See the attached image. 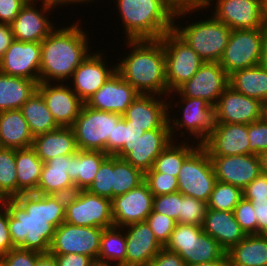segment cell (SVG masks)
I'll use <instances>...</instances> for the list:
<instances>
[{
	"label": "cell",
	"mask_w": 267,
	"mask_h": 266,
	"mask_svg": "<svg viewBox=\"0 0 267 266\" xmlns=\"http://www.w3.org/2000/svg\"><path fill=\"white\" fill-rule=\"evenodd\" d=\"M65 195L27 193L6 199L14 247L47 254L55 229L65 221Z\"/></svg>",
	"instance_id": "1"
},
{
	"label": "cell",
	"mask_w": 267,
	"mask_h": 266,
	"mask_svg": "<svg viewBox=\"0 0 267 266\" xmlns=\"http://www.w3.org/2000/svg\"><path fill=\"white\" fill-rule=\"evenodd\" d=\"M80 25L81 22L75 21L70 26L56 27L41 42L39 82L67 83L92 51L90 37Z\"/></svg>",
	"instance_id": "2"
},
{
	"label": "cell",
	"mask_w": 267,
	"mask_h": 266,
	"mask_svg": "<svg viewBox=\"0 0 267 266\" xmlns=\"http://www.w3.org/2000/svg\"><path fill=\"white\" fill-rule=\"evenodd\" d=\"M129 53L118 57L116 72L140 94L168 97L166 58L163 43L157 40H125Z\"/></svg>",
	"instance_id": "3"
},
{
	"label": "cell",
	"mask_w": 267,
	"mask_h": 266,
	"mask_svg": "<svg viewBox=\"0 0 267 266\" xmlns=\"http://www.w3.org/2000/svg\"><path fill=\"white\" fill-rule=\"evenodd\" d=\"M124 29V40H157L173 30V0H113Z\"/></svg>",
	"instance_id": "4"
},
{
	"label": "cell",
	"mask_w": 267,
	"mask_h": 266,
	"mask_svg": "<svg viewBox=\"0 0 267 266\" xmlns=\"http://www.w3.org/2000/svg\"><path fill=\"white\" fill-rule=\"evenodd\" d=\"M203 11L201 5H179L174 14L173 31L184 40L204 62H218L228 44L231 29L212 15L208 19L177 24L178 18L184 19L196 11ZM192 12V13H191ZM176 19V20H175ZM195 21V22H194ZM189 23V24H188Z\"/></svg>",
	"instance_id": "5"
},
{
	"label": "cell",
	"mask_w": 267,
	"mask_h": 266,
	"mask_svg": "<svg viewBox=\"0 0 267 266\" xmlns=\"http://www.w3.org/2000/svg\"><path fill=\"white\" fill-rule=\"evenodd\" d=\"M174 96L175 94L179 96L178 100L180 99V104L177 101V104L174 103L173 106L168 103V109H175L178 105L179 112L181 115L172 114L171 110H168V122L170 125V133L172 139L178 140L179 138L185 141V133L186 140L189 141V137H193L194 140L200 145H202L210 136L213 128L215 127V113L214 107L211 106L207 101L201 98H188L183 97L177 90L169 93V95ZM172 107H174L172 109ZM171 113V115H170ZM174 116V117H173ZM176 116V117H175ZM184 128V129H183ZM179 129H182L179 130ZM177 131V134H175ZM180 134H179V133ZM178 139H177V137ZM189 136V137H188ZM188 138V139H187Z\"/></svg>",
	"instance_id": "6"
},
{
	"label": "cell",
	"mask_w": 267,
	"mask_h": 266,
	"mask_svg": "<svg viewBox=\"0 0 267 266\" xmlns=\"http://www.w3.org/2000/svg\"><path fill=\"white\" fill-rule=\"evenodd\" d=\"M123 117L119 113L89 108L83 104L71 128L79 150L102 151L113 156L114 125Z\"/></svg>",
	"instance_id": "7"
},
{
	"label": "cell",
	"mask_w": 267,
	"mask_h": 266,
	"mask_svg": "<svg viewBox=\"0 0 267 266\" xmlns=\"http://www.w3.org/2000/svg\"><path fill=\"white\" fill-rule=\"evenodd\" d=\"M164 248L177 253L186 265L228 260L220 244L193 224L177 223Z\"/></svg>",
	"instance_id": "8"
},
{
	"label": "cell",
	"mask_w": 267,
	"mask_h": 266,
	"mask_svg": "<svg viewBox=\"0 0 267 266\" xmlns=\"http://www.w3.org/2000/svg\"><path fill=\"white\" fill-rule=\"evenodd\" d=\"M163 43L166 58V80L169 93L176 91L187 82L204 64L199 55L173 30L165 33Z\"/></svg>",
	"instance_id": "9"
},
{
	"label": "cell",
	"mask_w": 267,
	"mask_h": 266,
	"mask_svg": "<svg viewBox=\"0 0 267 266\" xmlns=\"http://www.w3.org/2000/svg\"><path fill=\"white\" fill-rule=\"evenodd\" d=\"M216 181L209 153L200 145L182 164L177 176L178 191L208 203Z\"/></svg>",
	"instance_id": "10"
},
{
	"label": "cell",
	"mask_w": 267,
	"mask_h": 266,
	"mask_svg": "<svg viewBox=\"0 0 267 266\" xmlns=\"http://www.w3.org/2000/svg\"><path fill=\"white\" fill-rule=\"evenodd\" d=\"M64 222L103 229L112 227L114 222L111 200L87 190L75 191L66 198Z\"/></svg>",
	"instance_id": "11"
},
{
	"label": "cell",
	"mask_w": 267,
	"mask_h": 266,
	"mask_svg": "<svg viewBox=\"0 0 267 266\" xmlns=\"http://www.w3.org/2000/svg\"><path fill=\"white\" fill-rule=\"evenodd\" d=\"M261 48L262 28L231 30L219 64L228 75L240 69L259 65Z\"/></svg>",
	"instance_id": "12"
},
{
	"label": "cell",
	"mask_w": 267,
	"mask_h": 266,
	"mask_svg": "<svg viewBox=\"0 0 267 266\" xmlns=\"http://www.w3.org/2000/svg\"><path fill=\"white\" fill-rule=\"evenodd\" d=\"M40 2L42 3L38 5ZM57 7L60 6L48 1L28 0L9 24L13 38L22 42L41 43L56 28L53 25L55 22L50 21L48 16Z\"/></svg>",
	"instance_id": "13"
},
{
	"label": "cell",
	"mask_w": 267,
	"mask_h": 266,
	"mask_svg": "<svg viewBox=\"0 0 267 266\" xmlns=\"http://www.w3.org/2000/svg\"><path fill=\"white\" fill-rule=\"evenodd\" d=\"M103 228L76 226L63 222L55 229L50 254L76 253L98 259Z\"/></svg>",
	"instance_id": "14"
},
{
	"label": "cell",
	"mask_w": 267,
	"mask_h": 266,
	"mask_svg": "<svg viewBox=\"0 0 267 266\" xmlns=\"http://www.w3.org/2000/svg\"><path fill=\"white\" fill-rule=\"evenodd\" d=\"M216 1V2H214ZM215 4H214V3ZM214 5L212 16L225 23L231 30L263 28L262 0H206L201 6Z\"/></svg>",
	"instance_id": "15"
},
{
	"label": "cell",
	"mask_w": 267,
	"mask_h": 266,
	"mask_svg": "<svg viewBox=\"0 0 267 266\" xmlns=\"http://www.w3.org/2000/svg\"><path fill=\"white\" fill-rule=\"evenodd\" d=\"M90 52L81 64L74 70L69 82L76 95L85 103L98 91L107 79L116 71V64L107 63L103 51ZM106 59V60H105ZM109 64V66H108ZM72 80V81H70Z\"/></svg>",
	"instance_id": "16"
},
{
	"label": "cell",
	"mask_w": 267,
	"mask_h": 266,
	"mask_svg": "<svg viewBox=\"0 0 267 266\" xmlns=\"http://www.w3.org/2000/svg\"><path fill=\"white\" fill-rule=\"evenodd\" d=\"M263 103L228 86L214 106L215 124H250L263 118Z\"/></svg>",
	"instance_id": "17"
},
{
	"label": "cell",
	"mask_w": 267,
	"mask_h": 266,
	"mask_svg": "<svg viewBox=\"0 0 267 266\" xmlns=\"http://www.w3.org/2000/svg\"><path fill=\"white\" fill-rule=\"evenodd\" d=\"M229 86V75L218 62H204L199 70L177 91L188 98H201L215 106L223 91Z\"/></svg>",
	"instance_id": "18"
},
{
	"label": "cell",
	"mask_w": 267,
	"mask_h": 266,
	"mask_svg": "<svg viewBox=\"0 0 267 266\" xmlns=\"http://www.w3.org/2000/svg\"><path fill=\"white\" fill-rule=\"evenodd\" d=\"M166 99V100H165ZM167 97L139 94L123 114L126 124L151 130H170Z\"/></svg>",
	"instance_id": "19"
},
{
	"label": "cell",
	"mask_w": 267,
	"mask_h": 266,
	"mask_svg": "<svg viewBox=\"0 0 267 266\" xmlns=\"http://www.w3.org/2000/svg\"><path fill=\"white\" fill-rule=\"evenodd\" d=\"M69 84L71 83L39 82L37 86L48 110L60 127H71L84 104Z\"/></svg>",
	"instance_id": "20"
},
{
	"label": "cell",
	"mask_w": 267,
	"mask_h": 266,
	"mask_svg": "<svg viewBox=\"0 0 267 266\" xmlns=\"http://www.w3.org/2000/svg\"><path fill=\"white\" fill-rule=\"evenodd\" d=\"M41 43L13 40L0 59V72L39 83Z\"/></svg>",
	"instance_id": "21"
},
{
	"label": "cell",
	"mask_w": 267,
	"mask_h": 266,
	"mask_svg": "<svg viewBox=\"0 0 267 266\" xmlns=\"http://www.w3.org/2000/svg\"><path fill=\"white\" fill-rule=\"evenodd\" d=\"M153 194L144 181L127 193L111 200L114 226L125 227L145 221L152 212Z\"/></svg>",
	"instance_id": "22"
},
{
	"label": "cell",
	"mask_w": 267,
	"mask_h": 266,
	"mask_svg": "<svg viewBox=\"0 0 267 266\" xmlns=\"http://www.w3.org/2000/svg\"><path fill=\"white\" fill-rule=\"evenodd\" d=\"M217 181L242 190L261 174L258 155L209 156Z\"/></svg>",
	"instance_id": "23"
},
{
	"label": "cell",
	"mask_w": 267,
	"mask_h": 266,
	"mask_svg": "<svg viewBox=\"0 0 267 266\" xmlns=\"http://www.w3.org/2000/svg\"><path fill=\"white\" fill-rule=\"evenodd\" d=\"M139 94L115 71L84 104L89 108L123 115Z\"/></svg>",
	"instance_id": "24"
},
{
	"label": "cell",
	"mask_w": 267,
	"mask_h": 266,
	"mask_svg": "<svg viewBox=\"0 0 267 266\" xmlns=\"http://www.w3.org/2000/svg\"><path fill=\"white\" fill-rule=\"evenodd\" d=\"M248 125L215 124L202 146L209 156H232L249 154Z\"/></svg>",
	"instance_id": "25"
},
{
	"label": "cell",
	"mask_w": 267,
	"mask_h": 266,
	"mask_svg": "<svg viewBox=\"0 0 267 266\" xmlns=\"http://www.w3.org/2000/svg\"><path fill=\"white\" fill-rule=\"evenodd\" d=\"M126 266H146L163 248L146 221L124 227Z\"/></svg>",
	"instance_id": "26"
},
{
	"label": "cell",
	"mask_w": 267,
	"mask_h": 266,
	"mask_svg": "<svg viewBox=\"0 0 267 266\" xmlns=\"http://www.w3.org/2000/svg\"><path fill=\"white\" fill-rule=\"evenodd\" d=\"M172 141L170 130L146 131L130 146V153L124 159L145 174Z\"/></svg>",
	"instance_id": "27"
},
{
	"label": "cell",
	"mask_w": 267,
	"mask_h": 266,
	"mask_svg": "<svg viewBox=\"0 0 267 266\" xmlns=\"http://www.w3.org/2000/svg\"><path fill=\"white\" fill-rule=\"evenodd\" d=\"M202 230L214 238L226 252L246 237L234 213L230 211L207 209Z\"/></svg>",
	"instance_id": "28"
},
{
	"label": "cell",
	"mask_w": 267,
	"mask_h": 266,
	"mask_svg": "<svg viewBox=\"0 0 267 266\" xmlns=\"http://www.w3.org/2000/svg\"><path fill=\"white\" fill-rule=\"evenodd\" d=\"M70 155L57 156L43 165L36 194L69 196L76 191L70 179Z\"/></svg>",
	"instance_id": "29"
},
{
	"label": "cell",
	"mask_w": 267,
	"mask_h": 266,
	"mask_svg": "<svg viewBox=\"0 0 267 266\" xmlns=\"http://www.w3.org/2000/svg\"><path fill=\"white\" fill-rule=\"evenodd\" d=\"M31 147L44 163L57 156L74 155L78 151L71 127H59L35 136Z\"/></svg>",
	"instance_id": "30"
},
{
	"label": "cell",
	"mask_w": 267,
	"mask_h": 266,
	"mask_svg": "<svg viewBox=\"0 0 267 266\" xmlns=\"http://www.w3.org/2000/svg\"><path fill=\"white\" fill-rule=\"evenodd\" d=\"M33 140L21 109L0 112V148H28Z\"/></svg>",
	"instance_id": "31"
},
{
	"label": "cell",
	"mask_w": 267,
	"mask_h": 266,
	"mask_svg": "<svg viewBox=\"0 0 267 266\" xmlns=\"http://www.w3.org/2000/svg\"><path fill=\"white\" fill-rule=\"evenodd\" d=\"M226 256L228 266H267V235H246Z\"/></svg>",
	"instance_id": "32"
},
{
	"label": "cell",
	"mask_w": 267,
	"mask_h": 266,
	"mask_svg": "<svg viewBox=\"0 0 267 266\" xmlns=\"http://www.w3.org/2000/svg\"><path fill=\"white\" fill-rule=\"evenodd\" d=\"M109 155L102 151L79 150L70 155V179L76 191L87 190L92 184L99 167Z\"/></svg>",
	"instance_id": "33"
},
{
	"label": "cell",
	"mask_w": 267,
	"mask_h": 266,
	"mask_svg": "<svg viewBox=\"0 0 267 266\" xmlns=\"http://www.w3.org/2000/svg\"><path fill=\"white\" fill-rule=\"evenodd\" d=\"M38 83L22 77L0 72V112L21 109L24 103L37 91Z\"/></svg>",
	"instance_id": "34"
},
{
	"label": "cell",
	"mask_w": 267,
	"mask_h": 266,
	"mask_svg": "<svg viewBox=\"0 0 267 266\" xmlns=\"http://www.w3.org/2000/svg\"><path fill=\"white\" fill-rule=\"evenodd\" d=\"M229 86L263 103L267 99V69L259 64L237 70L229 75Z\"/></svg>",
	"instance_id": "35"
},
{
	"label": "cell",
	"mask_w": 267,
	"mask_h": 266,
	"mask_svg": "<svg viewBox=\"0 0 267 266\" xmlns=\"http://www.w3.org/2000/svg\"><path fill=\"white\" fill-rule=\"evenodd\" d=\"M18 196L35 193L39 184L44 162L32 147L16 150Z\"/></svg>",
	"instance_id": "36"
},
{
	"label": "cell",
	"mask_w": 267,
	"mask_h": 266,
	"mask_svg": "<svg viewBox=\"0 0 267 266\" xmlns=\"http://www.w3.org/2000/svg\"><path fill=\"white\" fill-rule=\"evenodd\" d=\"M21 111L33 137L60 127L48 110L46 102L38 90L24 103Z\"/></svg>",
	"instance_id": "37"
},
{
	"label": "cell",
	"mask_w": 267,
	"mask_h": 266,
	"mask_svg": "<svg viewBox=\"0 0 267 266\" xmlns=\"http://www.w3.org/2000/svg\"><path fill=\"white\" fill-rule=\"evenodd\" d=\"M178 141L173 140L155 159L153 168L157 172L177 177L183 162L200 146L193 139Z\"/></svg>",
	"instance_id": "38"
},
{
	"label": "cell",
	"mask_w": 267,
	"mask_h": 266,
	"mask_svg": "<svg viewBox=\"0 0 267 266\" xmlns=\"http://www.w3.org/2000/svg\"><path fill=\"white\" fill-rule=\"evenodd\" d=\"M98 260L126 266V236L124 227L104 228Z\"/></svg>",
	"instance_id": "39"
},
{
	"label": "cell",
	"mask_w": 267,
	"mask_h": 266,
	"mask_svg": "<svg viewBox=\"0 0 267 266\" xmlns=\"http://www.w3.org/2000/svg\"><path fill=\"white\" fill-rule=\"evenodd\" d=\"M145 180V174L125 159L113 156V198L136 188Z\"/></svg>",
	"instance_id": "40"
},
{
	"label": "cell",
	"mask_w": 267,
	"mask_h": 266,
	"mask_svg": "<svg viewBox=\"0 0 267 266\" xmlns=\"http://www.w3.org/2000/svg\"><path fill=\"white\" fill-rule=\"evenodd\" d=\"M16 149L0 148V193L6 199L18 196Z\"/></svg>",
	"instance_id": "41"
},
{
	"label": "cell",
	"mask_w": 267,
	"mask_h": 266,
	"mask_svg": "<svg viewBox=\"0 0 267 266\" xmlns=\"http://www.w3.org/2000/svg\"><path fill=\"white\" fill-rule=\"evenodd\" d=\"M242 198L240 187L216 181L207 206L212 210L233 212Z\"/></svg>",
	"instance_id": "42"
},
{
	"label": "cell",
	"mask_w": 267,
	"mask_h": 266,
	"mask_svg": "<svg viewBox=\"0 0 267 266\" xmlns=\"http://www.w3.org/2000/svg\"><path fill=\"white\" fill-rule=\"evenodd\" d=\"M144 134V131L131 124H126L122 117L113 131V156L124 159L130 153V146Z\"/></svg>",
	"instance_id": "43"
},
{
	"label": "cell",
	"mask_w": 267,
	"mask_h": 266,
	"mask_svg": "<svg viewBox=\"0 0 267 266\" xmlns=\"http://www.w3.org/2000/svg\"><path fill=\"white\" fill-rule=\"evenodd\" d=\"M113 156L109 155L99 167V170L87 191L107 199H113L112 189Z\"/></svg>",
	"instance_id": "44"
},
{
	"label": "cell",
	"mask_w": 267,
	"mask_h": 266,
	"mask_svg": "<svg viewBox=\"0 0 267 266\" xmlns=\"http://www.w3.org/2000/svg\"><path fill=\"white\" fill-rule=\"evenodd\" d=\"M207 203L190 196L183 195L179 213V223L202 226L206 216Z\"/></svg>",
	"instance_id": "45"
},
{
	"label": "cell",
	"mask_w": 267,
	"mask_h": 266,
	"mask_svg": "<svg viewBox=\"0 0 267 266\" xmlns=\"http://www.w3.org/2000/svg\"><path fill=\"white\" fill-rule=\"evenodd\" d=\"M153 196L166 195L178 191L177 177L157 172L154 168L145 173L144 180Z\"/></svg>",
	"instance_id": "46"
},
{
	"label": "cell",
	"mask_w": 267,
	"mask_h": 266,
	"mask_svg": "<svg viewBox=\"0 0 267 266\" xmlns=\"http://www.w3.org/2000/svg\"><path fill=\"white\" fill-rule=\"evenodd\" d=\"M145 221L154 232L155 238L164 247L177 224L176 220L152 211Z\"/></svg>",
	"instance_id": "47"
},
{
	"label": "cell",
	"mask_w": 267,
	"mask_h": 266,
	"mask_svg": "<svg viewBox=\"0 0 267 266\" xmlns=\"http://www.w3.org/2000/svg\"><path fill=\"white\" fill-rule=\"evenodd\" d=\"M182 198L183 194L179 191L166 195L154 196L152 211L171 217L179 223Z\"/></svg>",
	"instance_id": "48"
},
{
	"label": "cell",
	"mask_w": 267,
	"mask_h": 266,
	"mask_svg": "<svg viewBox=\"0 0 267 266\" xmlns=\"http://www.w3.org/2000/svg\"><path fill=\"white\" fill-rule=\"evenodd\" d=\"M233 213L246 235L257 234V218L250 201L242 198L234 208Z\"/></svg>",
	"instance_id": "49"
},
{
	"label": "cell",
	"mask_w": 267,
	"mask_h": 266,
	"mask_svg": "<svg viewBox=\"0 0 267 266\" xmlns=\"http://www.w3.org/2000/svg\"><path fill=\"white\" fill-rule=\"evenodd\" d=\"M249 154L258 155L267 150V121L260 119L248 124Z\"/></svg>",
	"instance_id": "50"
},
{
	"label": "cell",
	"mask_w": 267,
	"mask_h": 266,
	"mask_svg": "<svg viewBox=\"0 0 267 266\" xmlns=\"http://www.w3.org/2000/svg\"><path fill=\"white\" fill-rule=\"evenodd\" d=\"M40 255L36 251L15 247L0 257V266H35Z\"/></svg>",
	"instance_id": "51"
},
{
	"label": "cell",
	"mask_w": 267,
	"mask_h": 266,
	"mask_svg": "<svg viewBox=\"0 0 267 266\" xmlns=\"http://www.w3.org/2000/svg\"><path fill=\"white\" fill-rule=\"evenodd\" d=\"M28 0H0V23L10 24Z\"/></svg>",
	"instance_id": "52"
},
{
	"label": "cell",
	"mask_w": 267,
	"mask_h": 266,
	"mask_svg": "<svg viewBox=\"0 0 267 266\" xmlns=\"http://www.w3.org/2000/svg\"><path fill=\"white\" fill-rule=\"evenodd\" d=\"M243 198L267 199V174L261 173L243 190Z\"/></svg>",
	"instance_id": "53"
},
{
	"label": "cell",
	"mask_w": 267,
	"mask_h": 266,
	"mask_svg": "<svg viewBox=\"0 0 267 266\" xmlns=\"http://www.w3.org/2000/svg\"><path fill=\"white\" fill-rule=\"evenodd\" d=\"M15 248L8 228V209L5 206L0 210V257Z\"/></svg>",
	"instance_id": "54"
},
{
	"label": "cell",
	"mask_w": 267,
	"mask_h": 266,
	"mask_svg": "<svg viewBox=\"0 0 267 266\" xmlns=\"http://www.w3.org/2000/svg\"><path fill=\"white\" fill-rule=\"evenodd\" d=\"M253 205L257 218V234L267 235V199L244 198Z\"/></svg>",
	"instance_id": "55"
},
{
	"label": "cell",
	"mask_w": 267,
	"mask_h": 266,
	"mask_svg": "<svg viewBox=\"0 0 267 266\" xmlns=\"http://www.w3.org/2000/svg\"><path fill=\"white\" fill-rule=\"evenodd\" d=\"M146 266H185L183 259L164 247Z\"/></svg>",
	"instance_id": "56"
},
{
	"label": "cell",
	"mask_w": 267,
	"mask_h": 266,
	"mask_svg": "<svg viewBox=\"0 0 267 266\" xmlns=\"http://www.w3.org/2000/svg\"><path fill=\"white\" fill-rule=\"evenodd\" d=\"M54 256L57 266H90L93 259L87 255L76 253L51 254Z\"/></svg>",
	"instance_id": "57"
},
{
	"label": "cell",
	"mask_w": 267,
	"mask_h": 266,
	"mask_svg": "<svg viewBox=\"0 0 267 266\" xmlns=\"http://www.w3.org/2000/svg\"><path fill=\"white\" fill-rule=\"evenodd\" d=\"M13 40V32L11 31L9 24L0 23V59L10 47Z\"/></svg>",
	"instance_id": "58"
},
{
	"label": "cell",
	"mask_w": 267,
	"mask_h": 266,
	"mask_svg": "<svg viewBox=\"0 0 267 266\" xmlns=\"http://www.w3.org/2000/svg\"><path fill=\"white\" fill-rule=\"evenodd\" d=\"M260 65L267 69V28H262V48Z\"/></svg>",
	"instance_id": "59"
},
{
	"label": "cell",
	"mask_w": 267,
	"mask_h": 266,
	"mask_svg": "<svg viewBox=\"0 0 267 266\" xmlns=\"http://www.w3.org/2000/svg\"><path fill=\"white\" fill-rule=\"evenodd\" d=\"M35 266H57L56 260L50 253L41 254L36 261Z\"/></svg>",
	"instance_id": "60"
},
{
	"label": "cell",
	"mask_w": 267,
	"mask_h": 266,
	"mask_svg": "<svg viewBox=\"0 0 267 266\" xmlns=\"http://www.w3.org/2000/svg\"><path fill=\"white\" fill-rule=\"evenodd\" d=\"M260 166H261V173L267 174V150L258 154Z\"/></svg>",
	"instance_id": "61"
},
{
	"label": "cell",
	"mask_w": 267,
	"mask_h": 266,
	"mask_svg": "<svg viewBox=\"0 0 267 266\" xmlns=\"http://www.w3.org/2000/svg\"><path fill=\"white\" fill-rule=\"evenodd\" d=\"M185 266H228V260H217L208 263H199L194 265L185 264Z\"/></svg>",
	"instance_id": "62"
},
{
	"label": "cell",
	"mask_w": 267,
	"mask_h": 266,
	"mask_svg": "<svg viewBox=\"0 0 267 266\" xmlns=\"http://www.w3.org/2000/svg\"><path fill=\"white\" fill-rule=\"evenodd\" d=\"M93 1L95 2V0H62V7H64L65 5H66L65 7H67L69 6V4L75 6L78 3L82 5L84 4L88 5V3H93Z\"/></svg>",
	"instance_id": "63"
},
{
	"label": "cell",
	"mask_w": 267,
	"mask_h": 266,
	"mask_svg": "<svg viewBox=\"0 0 267 266\" xmlns=\"http://www.w3.org/2000/svg\"><path fill=\"white\" fill-rule=\"evenodd\" d=\"M262 21L263 26L267 28V0H262Z\"/></svg>",
	"instance_id": "64"
},
{
	"label": "cell",
	"mask_w": 267,
	"mask_h": 266,
	"mask_svg": "<svg viewBox=\"0 0 267 266\" xmlns=\"http://www.w3.org/2000/svg\"><path fill=\"white\" fill-rule=\"evenodd\" d=\"M90 266H120V265L96 259L92 261Z\"/></svg>",
	"instance_id": "65"
},
{
	"label": "cell",
	"mask_w": 267,
	"mask_h": 266,
	"mask_svg": "<svg viewBox=\"0 0 267 266\" xmlns=\"http://www.w3.org/2000/svg\"><path fill=\"white\" fill-rule=\"evenodd\" d=\"M263 119L267 121V99L263 102Z\"/></svg>",
	"instance_id": "66"
},
{
	"label": "cell",
	"mask_w": 267,
	"mask_h": 266,
	"mask_svg": "<svg viewBox=\"0 0 267 266\" xmlns=\"http://www.w3.org/2000/svg\"><path fill=\"white\" fill-rule=\"evenodd\" d=\"M206 0H189V5H201L205 2Z\"/></svg>",
	"instance_id": "67"
},
{
	"label": "cell",
	"mask_w": 267,
	"mask_h": 266,
	"mask_svg": "<svg viewBox=\"0 0 267 266\" xmlns=\"http://www.w3.org/2000/svg\"><path fill=\"white\" fill-rule=\"evenodd\" d=\"M6 198L0 193V210L5 207Z\"/></svg>",
	"instance_id": "68"
},
{
	"label": "cell",
	"mask_w": 267,
	"mask_h": 266,
	"mask_svg": "<svg viewBox=\"0 0 267 266\" xmlns=\"http://www.w3.org/2000/svg\"><path fill=\"white\" fill-rule=\"evenodd\" d=\"M178 6L179 5H189V0H173Z\"/></svg>",
	"instance_id": "69"
},
{
	"label": "cell",
	"mask_w": 267,
	"mask_h": 266,
	"mask_svg": "<svg viewBox=\"0 0 267 266\" xmlns=\"http://www.w3.org/2000/svg\"><path fill=\"white\" fill-rule=\"evenodd\" d=\"M38 1V0H36ZM39 1H48V2H51V3H54L58 6H60V8L62 7V0H39Z\"/></svg>",
	"instance_id": "70"
}]
</instances>
